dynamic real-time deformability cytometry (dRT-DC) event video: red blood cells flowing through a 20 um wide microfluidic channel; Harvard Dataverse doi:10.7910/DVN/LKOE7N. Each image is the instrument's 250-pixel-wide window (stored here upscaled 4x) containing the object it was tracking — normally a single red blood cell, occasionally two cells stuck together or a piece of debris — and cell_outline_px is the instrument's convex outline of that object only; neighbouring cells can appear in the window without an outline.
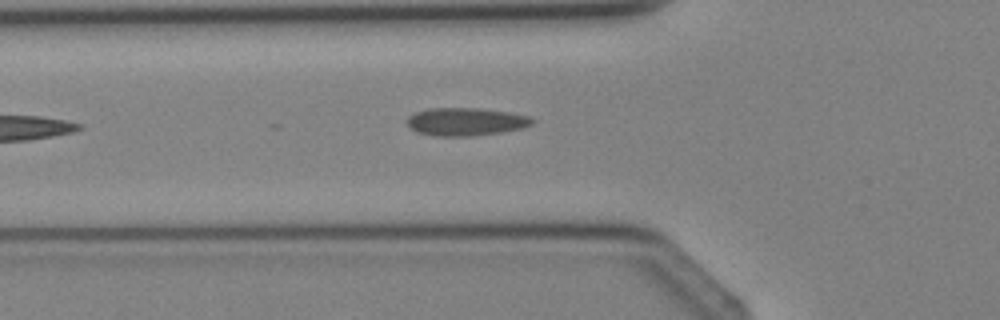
{"species": "Egyptian fruit bat (a non-hibernating species)", "species_latin": "Rousettus aegyptiacus", "temperature_condition": "cold", "stored_images_in_passage": 3, "camera_frame_rate_fps": 3000, "um_per_image_px": 0.085, "animal": {"sex": "female"}, "frame": {"image": 1, "passage_image": 3, "time_ms": 2.333, "image_size_px": [1000, 320], "cell_outline_px": [[536, 120], [532, 124], [520, 128], [500, 132], [468, 136], [436, 136], [416, 132], [408, 124], [408, 116], [416, 112], [428, 108], [480, 108], [508, 112], [532, 116]], "centroid_in_image_um": [39.61, 10.33], "position_along_channel_um": 86.2, "area_um2": 20.29}}